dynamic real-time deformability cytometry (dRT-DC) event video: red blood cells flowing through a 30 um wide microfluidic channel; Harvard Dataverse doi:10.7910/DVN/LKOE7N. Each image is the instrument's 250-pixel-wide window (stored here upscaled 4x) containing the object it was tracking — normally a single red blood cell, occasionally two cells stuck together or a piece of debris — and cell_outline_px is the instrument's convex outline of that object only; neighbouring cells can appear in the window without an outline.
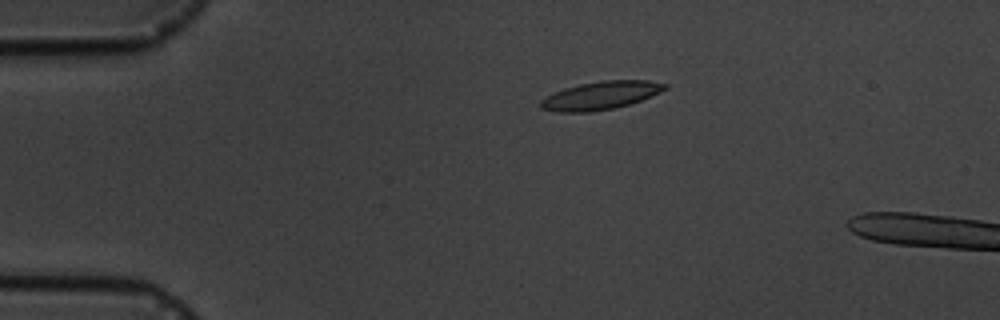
{"species": "common noctule bat (a hibernating species)", "species_latin": "Nyctalus noctula", "temperature_condition": "cold", "stored_images_in_passage": 3, "camera_frame_rate_fps": 3000, "um_per_image_px": 0.085, "animal": {"sex": "male", "body_mass_g": 19.5, "forearm_length_mm": 54.6}, "frame": {"image": 1, "passage_image": 1, "time_ms": 0.0, "image_size_px": [1000, 320], "cell_outline_px": [[668, 88], [660, 92], [640, 100], [628, 104], [612, 108], [592, 112], [556, 112], [540, 108], [540, 100], [552, 92], [564, 88], [580, 84], [604, 80], [648, 80], [668, 84]], "centroid_in_image_um": [51.02, 8.11], "position_along_channel_um": 34.0, "area_um2": 20.35}}